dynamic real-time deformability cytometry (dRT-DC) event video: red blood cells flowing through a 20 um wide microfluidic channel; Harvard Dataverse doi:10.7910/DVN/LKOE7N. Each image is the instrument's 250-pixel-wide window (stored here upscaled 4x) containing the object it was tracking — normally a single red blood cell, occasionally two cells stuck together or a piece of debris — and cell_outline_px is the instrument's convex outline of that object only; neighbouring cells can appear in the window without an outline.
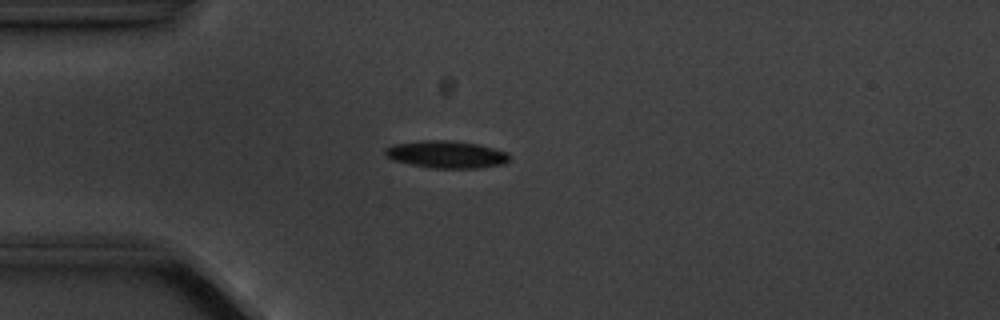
{"species": "common noctule bat (a hibernating species)", "species_latin": "Nyctalus noctula", "temperature_condition": "cold", "stored_images_in_passage": 4, "camera_frame_rate_fps": 3000, "um_per_image_px": 0.085, "animal": {"sex": "male", "body_mass_g": 20.1, "forearm_length_mm": 53.5}, "frame": {"image": 1, "passage_image": 4, "time_ms": 3.333, "image_size_px": [1000, 320], "cell_outline_px": [[508, 160], [504, 164], [480, 168], [432, 168], [392, 160], [384, 156], [384, 148], [392, 144], [424, 140], [448, 140], [476, 144], [508, 152]], "centroid_in_image_um": [37.89, 13.12], "position_along_channel_um": 47.1, "area_um2": 19.77}}